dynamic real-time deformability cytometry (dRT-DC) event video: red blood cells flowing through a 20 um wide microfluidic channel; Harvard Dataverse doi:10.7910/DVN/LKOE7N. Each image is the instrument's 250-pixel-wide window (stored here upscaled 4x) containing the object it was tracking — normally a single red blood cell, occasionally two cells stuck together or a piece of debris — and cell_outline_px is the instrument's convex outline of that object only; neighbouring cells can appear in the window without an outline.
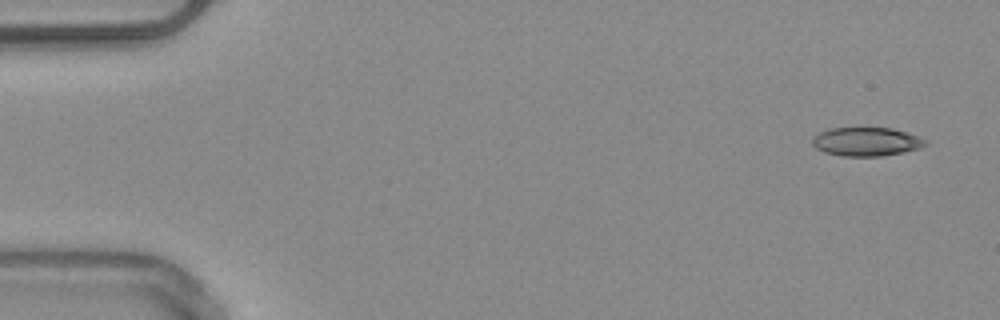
{"species": "common noctule bat (a hibernating species)", "species_latin": "Nyctalus noctula", "temperature_condition": "warm", "stored_images_in_passage": 4, "camera_frame_rate_fps": 3000, "um_per_image_px": 0.085, "animal": {"sex": "male", "body_mass_g": 20.4}, "frame": {"image": 1, "passage_image": 1, "time_ms": 0.0, "image_size_px": [1000, 320], "cell_outline_px": [[928, 144], [920, 148], [904, 152], [880, 156], [844, 156], [824, 152], [816, 148], [812, 144], [812, 136], [828, 128], [892, 128], [908, 132], [920, 136], [928, 140]], "centroid_in_image_um": [73.67, 12.03], "position_along_channel_um": 11.3, "area_um2": 19.13}}
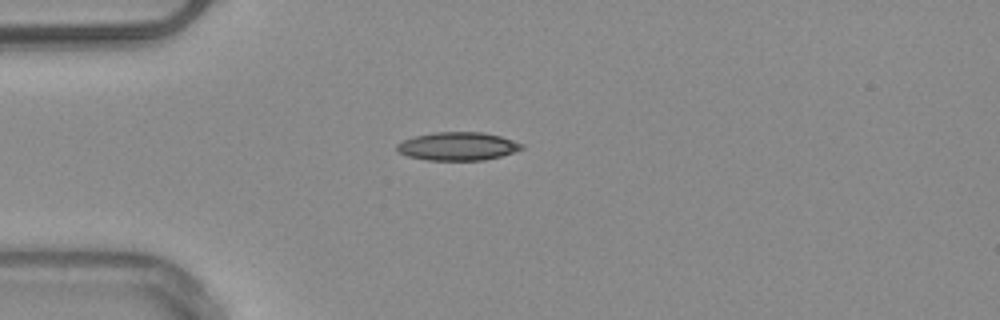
{"frame": {"image": 2, "passage_image": 4, "time_ms": 3.667, "image_size_px": [1000, 320], "cell_outline_px": [[524, 148], [516, 152], [484, 160], [428, 160], [408, 156], [396, 152], [396, 144], [412, 136], [432, 132], [484, 132], [500, 136], [524, 144]], "centroid_in_image_um": [38.89, 12.43], "position_along_channel_um": 46.1, "area_um2": 20.75}}